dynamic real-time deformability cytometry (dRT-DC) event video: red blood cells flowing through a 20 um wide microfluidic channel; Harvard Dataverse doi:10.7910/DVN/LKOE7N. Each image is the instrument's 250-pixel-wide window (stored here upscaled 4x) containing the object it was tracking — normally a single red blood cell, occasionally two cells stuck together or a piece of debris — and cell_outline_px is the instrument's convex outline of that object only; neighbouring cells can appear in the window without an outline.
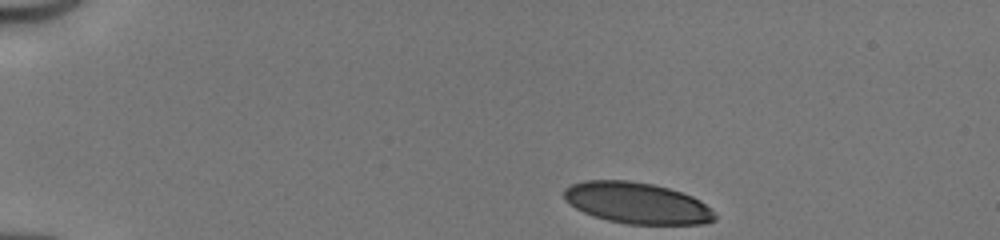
{"species": "human", "species_latin": "Homo sapiens", "temperature_condition": "cold", "stored_images_in_passage": 36, "camera_frame_rate_fps": 3000, "um_per_image_px": 0.085, "donor": {"sex": "male"}, "frame": {"image": 1, "passage_image": 1, "time_ms": 0.0, "image_size_px": [1000, 240], "cell_outline_px": [[716, 220], [704, 224], [628, 224], [608, 220], [584, 212], [576, 208], [564, 200], [564, 188], [572, 184], [584, 180], [628, 180], [652, 184], [668, 188], [692, 196], [700, 200], [716, 216]], "centroid_in_image_um": [54.12, 17.25], "position_along_channel_um": 30.9, "area_um2": 36.01}}
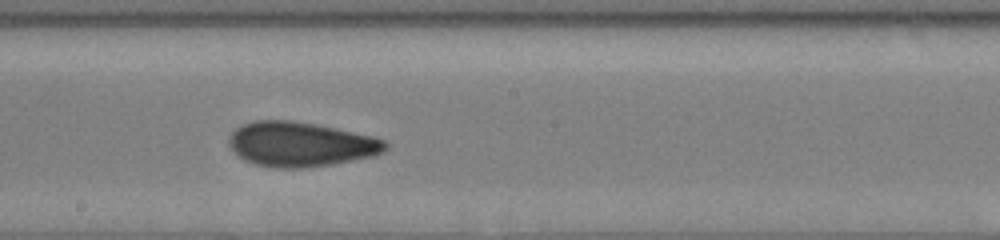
{"frame": {"image": 2, "passage_image": 21, "time_ms": 6.667, "image_size_px": [1000, 240], "cell_outline_px": [[388, 148], [384, 152], [372, 156], [328, 164], [304, 168], [276, 168], [256, 164], [244, 160], [236, 156], [232, 152], [228, 144], [228, 136], [236, 128], [244, 124], [256, 120], [292, 120], [316, 124], [336, 128], [372, 136], [388, 140]], "centroid_in_image_um": [25.52, 12.25], "position_along_channel_um": 222.7, "area_um2": 40.86}}
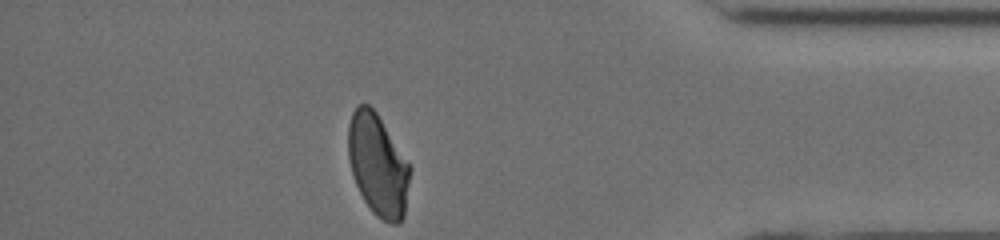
{"frame": {"image": 3, "passage_image": 36, "time_ms": 11.667, "image_size_px": [1000, 240], "cell_outline_px": [[412, 168], [404, 216], [396, 224], [392, 224], [376, 216], [372, 212], [364, 200], [356, 184], [352, 172], [348, 156], [348, 124], [352, 112], [356, 104], [368, 104], [376, 112]], "centroid_in_image_um": [32.12, 14.02], "position_along_channel_um": 403.1, "area_um2": 36.59}, "authors_computed_cell_mechanics": {"area_um2": 39.5641, "velocity_mm_per_s": 4.157, "shape_relaxation_time_tau1_ms": null, "shape_relaxation_time_tau2_ms": 1.5466, "deformation_change_tau1": null, "deformation_change_tau2": 0.0765}}